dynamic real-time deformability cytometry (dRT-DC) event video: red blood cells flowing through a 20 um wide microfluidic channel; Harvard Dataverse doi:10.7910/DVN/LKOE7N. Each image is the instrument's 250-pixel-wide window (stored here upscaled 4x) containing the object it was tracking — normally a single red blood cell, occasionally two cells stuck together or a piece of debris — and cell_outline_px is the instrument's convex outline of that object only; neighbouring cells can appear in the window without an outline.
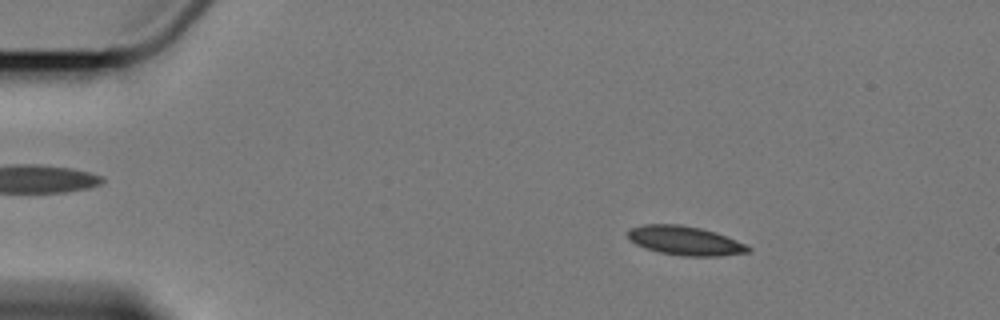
{"species": "Egyptian fruit bat (a non-hibernating species)", "species_latin": "Rousettus aegyptiacus", "temperature_condition": "cold", "stored_images_in_passage": 4, "camera_frame_rate_fps": 3000, "um_per_image_px": 0.085, "animal": {"sex": "female"}, "frame": {"image": 1, "passage_image": 2, "time_ms": 1.0, "image_size_px": [1000, 320], "cell_outline_px": [[752, 248], [748, 252], [720, 256], [680, 256], [660, 252], [644, 248], [636, 244], [628, 236], [628, 232], [632, 228], [644, 224], [680, 224], [700, 228], [716, 232], [736, 240]], "centroid_in_image_um": [58.24, 20.46], "position_along_channel_um": 26.8, "area_um2": 20.23}}